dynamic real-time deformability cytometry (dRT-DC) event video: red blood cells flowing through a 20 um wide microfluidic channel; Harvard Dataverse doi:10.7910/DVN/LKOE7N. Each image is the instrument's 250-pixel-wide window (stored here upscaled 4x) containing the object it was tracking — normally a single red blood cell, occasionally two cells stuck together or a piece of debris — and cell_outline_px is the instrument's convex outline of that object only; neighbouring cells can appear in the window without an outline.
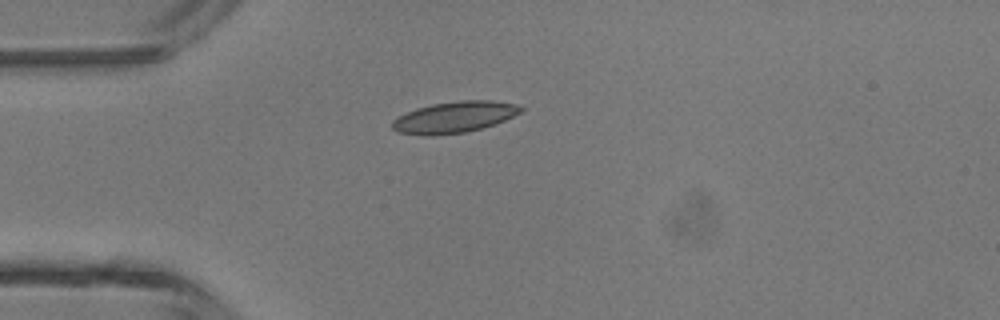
{"species": "common noctule bat (a hibernating species)", "species_latin": "Nyctalus noctula", "temperature_condition": "room temperature", "stored_images_in_passage": 35, "camera_frame_rate_fps": 3000, "um_per_image_px": 0.085, "animal": {"sex": "male", "body_mass_g": 13.3}, "frame": {"image": 1, "passage_image": 1, "time_ms": 0.0, "image_size_px": [1000, 320], "cell_outline_px": [[524, 108], [520, 112], [496, 124], [464, 132], [432, 136], [428, 136], [396, 132], [392, 128], [392, 120], [416, 108], [432, 104], [460, 100], [492, 100], [516, 104]], "centroid_in_image_um": [38.6, 9.96], "position_along_channel_um": 46.4, "area_um2": 23.29}}
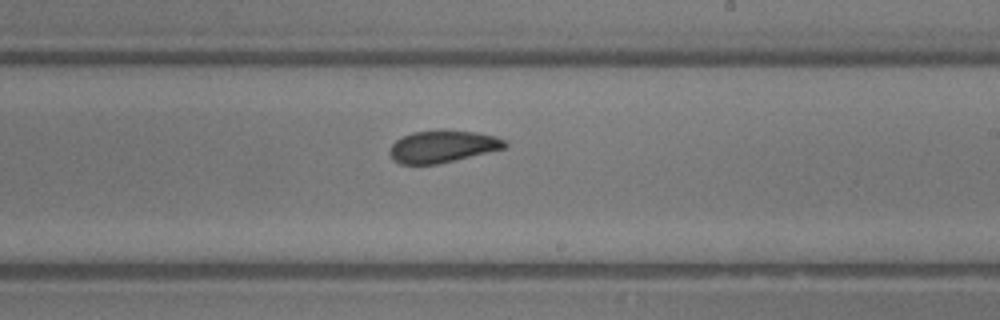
{"frame": {"image": 2, "passage_image": 16, "time_ms": 5.0, "image_size_px": [1000, 320], "cell_outline_px": [[508, 144], [504, 148], [456, 160], [436, 164], [400, 164], [392, 160], [388, 152], [392, 144], [396, 140], [412, 132], [476, 132], [496, 136], [504, 140]], "centroid_in_image_um": [37.59, 12.48], "position_along_channel_um": 251.4, "area_um2": 20.98}}
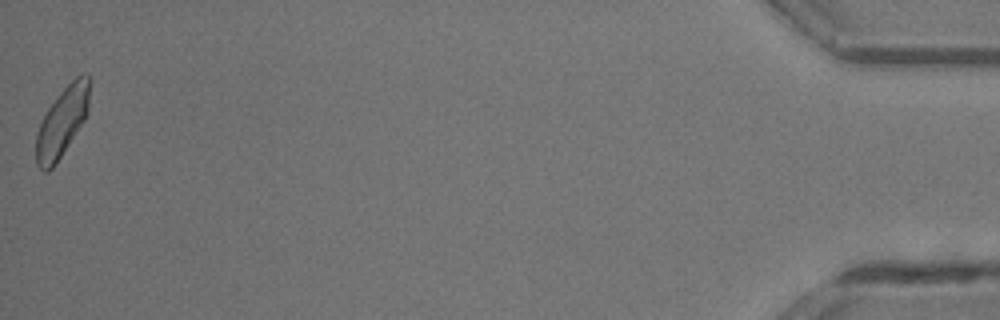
{"frame": {"image": 3, "passage_image": 35, "time_ms": 11.333, "image_size_px": [1000, 320], "cell_outline_px": [[88, 108], [84, 120], [56, 164], [48, 172], [44, 172], [36, 164], [36, 132], [48, 108], [60, 92], [80, 72], [88, 72]], "centroid_in_image_um": [5.26, 10.38], "position_along_channel_um": 429.9, "area_um2": 21.33}, "authors_computed_cell_mechanics": {"area_um2": 21.5594, "velocity_mm_per_s": 4.4282, "shape_relaxation_time_tau1_ms": 6.527, "shape_relaxation_time_tau2_ms": 1.7008, "deformation_change_tau1": 0.1164, "deformation_change_tau2": 0.0749}}